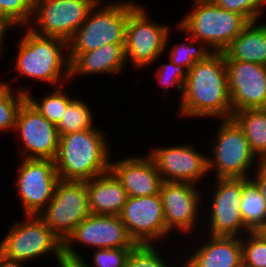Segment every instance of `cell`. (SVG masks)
<instances>
[{
  "instance_id": "6da1fadb",
  "label": "cell",
  "mask_w": 266,
  "mask_h": 267,
  "mask_svg": "<svg viewBox=\"0 0 266 267\" xmlns=\"http://www.w3.org/2000/svg\"><path fill=\"white\" fill-rule=\"evenodd\" d=\"M177 109L182 119L232 117L228 73L223 53H212L188 71L184 95ZM198 117V118H197Z\"/></svg>"
},
{
  "instance_id": "7a4b0ae2",
  "label": "cell",
  "mask_w": 266,
  "mask_h": 267,
  "mask_svg": "<svg viewBox=\"0 0 266 267\" xmlns=\"http://www.w3.org/2000/svg\"><path fill=\"white\" fill-rule=\"evenodd\" d=\"M22 29V30H21ZM21 30V31H20ZM24 30V32H23ZM19 40L13 45L16 47V53L9 57L12 58V71L14 69L15 76L9 81L1 80L6 86L13 89V82L20 77H26L36 84L40 81L55 88L68 83L70 74V60L68 42L56 38L40 36L33 33L27 27L19 28Z\"/></svg>"
},
{
  "instance_id": "3957f363",
  "label": "cell",
  "mask_w": 266,
  "mask_h": 267,
  "mask_svg": "<svg viewBox=\"0 0 266 267\" xmlns=\"http://www.w3.org/2000/svg\"><path fill=\"white\" fill-rule=\"evenodd\" d=\"M106 133L96 126L59 136L54 161L60 180L88 181L110 171L113 147Z\"/></svg>"
},
{
  "instance_id": "277c9868",
  "label": "cell",
  "mask_w": 266,
  "mask_h": 267,
  "mask_svg": "<svg viewBox=\"0 0 266 267\" xmlns=\"http://www.w3.org/2000/svg\"><path fill=\"white\" fill-rule=\"evenodd\" d=\"M140 5L134 0H99L68 42L69 54L89 52L106 44H125L129 16Z\"/></svg>"
},
{
  "instance_id": "5b68a950",
  "label": "cell",
  "mask_w": 266,
  "mask_h": 267,
  "mask_svg": "<svg viewBox=\"0 0 266 267\" xmlns=\"http://www.w3.org/2000/svg\"><path fill=\"white\" fill-rule=\"evenodd\" d=\"M217 125L208 142L209 175L213 173V179L250 178L260 160L251 151L243 130L232 118L220 119Z\"/></svg>"
},
{
  "instance_id": "8992f818",
  "label": "cell",
  "mask_w": 266,
  "mask_h": 267,
  "mask_svg": "<svg viewBox=\"0 0 266 267\" xmlns=\"http://www.w3.org/2000/svg\"><path fill=\"white\" fill-rule=\"evenodd\" d=\"M177 24L213 53H222L249 23L241 14L219 7L213 0H193Z\"/></svg>"
},
{
  "instance_id": "52a82bcc",
  "label": "cell",
  "mask_w": 266,
  "mask_h": 267,
  "mask_svg": "<svg viewBox=\"0 0 266 267\" xmlns=\"http://www.w3.org/2000/svg\"><path fill=\"white\" fill-rule=\"evenodd\" d=\"M6 231L0 241V252L6 257L30 263L52 256L57 267H66L62 240L38 215H25L24 220H16Z\"/></svg>"
},
{
  "instance_id": "ba28073f",
  "label": "cell",
  "mask_w": 266,
  "mask_h": 267,
  "mask_svg": "<svg viewBox=\"0 0 266 267\" xmlns=\"http://www.w3.org/2000/svg\"><path fill=\"white\" fill-rule=\"evenodd\" d=\"M213 180L215 183L212 181L211 185L215 186L207 189L209 194L205 192L206 188L203 189V197H207L203 198L205 207L202 232L205 230L204 233L210 236L242 237L249 232L244 225L240 209L242 178H214Z\"/></svg>"
},
{
  "instance_id": "9c48e42d",
  "label": "cell",
  "mask_w": 266,
  "mask_h": 267,
  "mask_svg": "<svg viewBox=\"0 0 266 267\" xmlns=\"http://www.w3.org/2000/svg\"><path fill=\"white\" fill-rule=\"evenodd\" d=\"M76 244L90 249L134 247L136 245L119 216L94 214L83 219L63 242V257L66 267H72L84 256Z\"/></svg>"
},
{
  "instance_id": "30bf717a",
  "label": "cell",
  "mask_w": 266,
  "mask_h": 267,
  "mask_svg": "<svg viewBox=\"0 0 266 267\" xmlns=\"http://www.w3.org/2000/svg\"><path fill=\"white\" fill-rule=\"evenodd\" d=\"M147 9L141 4L129 16L126 26V63L131 64L135 70L141 69L140 71L157 64L160 57H163L166 38L171 30L170 25L154 20Z\"/></svg>"
},
{
  "instance_id": "8fae6325",
  "label": "cell",
  "mask_w": 266,
  "mask_h": 267,
  "mask_svg": "<svg viewBox=\"0 0 266 267\" xmlns=\"http://www.w3.org/2000/svg\"><path fill=\"white\" fill-rule=\"evenodd\" d=\"M202 188L190 183L162 182L159 194L166 228L170 233H174L173 238H177L176 235L179 234L186 240V237L202 232V228H198L203 225V208H200L204 207Z\"/></svg>"
},
{
  "instance_id": "7c38bea8",
  "label": "cell",
  "mask_w": 266,
  "mask_h": 267,
  "mask_svg": "<svg viewBox=\"0 0 266 267\" xmlns=\"http://www.w3.org/2000/svg\"><path fill=\"white\" fill-rule=\"evenodd\" d=\"M99 0H39L27 28L33 33L69 42Z\"/></svg>"
},
{
  "instance_id": "4fadbf2b",
  "label": "cell",
  "mask_w": 266,
  "mask_h": 267,
  "mask_svg": "<svg viewBox=\"0 0 266 267\" xmlns=\"http://www.w3.org/2000/svg\"><path fill=\"white\" fill-rule=\"evenodd\" d=\"M90 214L87 181L60 180L52 200L38 216L64 242Z\"/></svg>"
},
{
  "instance_id": "5bb4252c",
  "label": "cell",
  "mask_w": 266,
  "mask_h": 267,
  "mask_svg": "<svg viewBox=\"0 0 266 267\" xmlns=\"http://www.w3.org/2000/svg\"><path fill=\"white\" fill-rule=\"evenodd\" d=\"M16 171L15 192L24 215H38L52 200L60 181L55 161L51 159L20 158Z\"/></svg>"
},
{
  "instance_id": "9a60e30c",
  "label": "cell",
  "mask_w": 266,
  "mask_h": 267,
  "mask_svg": "<svg viewBox=\"0 0 266 267\" xmlns=\"http://www.w3.org/2000/svg\"><path fill=\"white\" fill-rule=\"evenodd\" d=\"M148 154L155 162L157 171L165 182H180L202 185L211 178L208 174V160L205 151L195 144L152 146ZM201 183V184H200Z\"/></svg>"
},
{
  "instance_id": "2e32d148",
  "label": "cell",
  "mask_w": 266,
  "mask_h": 267,
  "mask_svg": "<svg viewBox=\"0 0 266 267\" xmlns=\"http://www.w3.org/2000/svg\"><path fill=\"white\" fill-rule=\"evenodd\" d=\"M119 217L136 244L160 242L161 245L170 242L169 239L172 240V234L166 228L160 194L128 196Z\"/></svg>"
},
{
  "instance_id": "e0dca14e",
  "label": "cell",
  "mask_w": 266,
  "mask_h": 267,
  "mask_svg": "<svg viewBox=\"0 0 266 267\" xmlns=\"http://www.w3.org/2000/svg\"><path fill=\"white\" fill-rule=\"evenodd\" d=\"M13 133L19 146V157L55 160L59 135L57 126L41 115L26 99L20 107Z\"/></svg>"
},
{
  "instance_id": "ac0fdd59",
  "label": "cell",
  "mask_w": 266,
  "mask_h": 267,
  "mask_svg": "<svg viewBox=\"0 0 266 267\" xmlns=\"http://www.w3.org/2000/svg\"><path fill=\"white\" fill-rule=\"evenodd\" d=\"M233 112L266 109V66L253 62L225 61Z\"/></svg>"
},
{
  "instance_id": "d6986e66",
  "label": "cell",
  "mask_w": 266,
  "mask_h": 267,
  "mask_svg": "<svg viewBox=\"0 0 266 267\" xmlns=\"http://www.w3.org/2000/svg\"><path fill=\"white\" fill-rule=\"evenodd\" d=\"M195 236L197 237L195 238ZM195 236L187 238L189 241L193 238L194 241L192 239V243L185 247L183 267H243L242 237L210 236L206 234L204 236L202 232L200 237H198L199 233ZM196 239L200 242H196Z\"/></svg>"
},
{
  "instance_id": "ffe728a7",
  "label": "cell",
  "mask_w": 266,
  "mask_h": 267,
  "mask_svg": "<svg viewBox=\"0 0 266 267\" xmlns=\"http://www.w3.org/2000/svg\"><path fill=\"white\" fill-rule=\"evenodd\" d=\"M110 161V171L125 188L127 196L143 197L159 194L162 178L154 160L147 154L126 155Z\"/></svg>"
},
{
  "instance_id": "44dd1931",
  "label": "cell",
  "mask_w": 266,
  "mask_h": 267,
  "mask_svg": "<svg viewBox=\"0 0 266 267\" xmlns=\"http://www.w3.org/2000/svg\"><path fill=\"white\" fill-rule=\"evenodd\" d=\"M125 44H106L95 50L80 54H69V80L81 76L119 75L125 72Z\"/></svg>"
},
{
  "instance_id": "7402d4cb",
  "label": "cell",
  "mask_w": 266,
  "mask_h": 267,
  "mask_svg": "<svg viewBox=\"0 0 266 267\" xmlns=\"http://www.w3.org/2000/svg\"><path fill=\"white\" fill-rule=\"evenodd\" d=\"M87 190L89 209L94 215L119 216L128 197L111 171L88 180Z\"/></svg>"
},
{
  "instance_id": "603a6c76",
  "label": "cell",
  "mask_w": 266,
  "mask_h": 267,
  "mask_svg": "<svg viewBox=\"0 0 266 267\" xmlns=\"http://www.w3.org/2000/svg\"><path fill=\"white\" fill-rule=\"evenodd\" d=\"M222 53L225 61L253 62L266 66V22H249Z\"/></svg>"
},
{
  "instance_id": "cb8c5ba5",
  "label": "cell",
  "mask_w": 266,
  "mask_h": 267,
  "mask_svg": "<svg viewBox=\"0 0 266 267\" xmlns=\"http://www.w3.org/2000/svg\"><path fill=\"white\" fill-rule=\"evenodd\" d=\"M243 130L251 151L260 160L266 153V109H245L231 117Z\"/></svg>"
},
{
  "instance_id": "d4e9b609",
  "label": "cell",
  "mask_w": 266,
  "mask_h": 267,
  "mask_svg": "<svg viewBox=\"0 0 266 267\" xmlns=\"http://www.w3.org/2000/svg\"><path fill=\"white\" fill-rule=\"evenodd\" d=\"M174 25L175 27L173 29H176V31L178 30L179 33L182 32L185 34L186 39H183V41H180L179 43H175L173 46L171 45L169 48V44L172 43V40L170 39V37H172L171 32H173L170 30L166 38L164 54L168 55V59L174 64L181 65L189 71L196 62L207 59L213 52L204 42L193 39L177 23H174ZM168 48L170 49L169 51Z\"/></svg>"
},
{
  "instance_id": "484cf974",
  "label": "cell",
  "mask_w": 266,
  "mask_h": 267,
  "mask_svg": "<svg viewBox=\"0 0 266 267\" xmlns=\"http://www.w3.org/2000/svg\"><path fill=\"white\" fill-rule=\"evenodd\" d=\"M241 216L249 232L266 227V202L257 185L250 178H242Z\"/></svg>"
},
{
  "instance_id": "4316f807",
  "label": "cell",
  "mask_w": 266,
  "mask_h": 267,
  "mask_svg": "<svg viewBox=\"0 0 266 267\" xmlns=\"http://www.w3.org/2000/svg\"><path fill=\"white\" fill-rule=\"evenodd\" d=\"M67 86L68 85L65 84L63 86L55 87L51 92L49 91V93L42 96L41 99L36 95L34 96L30 87L28 89V86L26 85L25 87H22V85L16 87L20 92L26 94V99L41 115L57 126L61 121L68 104L75 98L74 96H71V94H68L65 89Z\"/></svg>"
},
{
  "instance_id": "83f0119b",
  "label": "cell",
  "mask_w": 266,
  "mask_h": 267,
  "mask_svg": "<svg viewBox=\"0 0 266 267\" xmlns=\"http://www.w3.org/2000/svg\"><path fill=\"white\" fill-rule=\"evenodd\" d=\"M159 246L160 244H136L128 255V259H127L125 267H179V265L180 267H183L182 257H183V250L185 248L182 245H181L182 252H180L179 254L176 253L179 250L169 251L166 245L164 246V244H161L160 248ZM162 247L164 248L162 249ZM165 250H167L166 251L167 254L165 253ZM170 253H172L173 255L172 257ZM174 254L175 255L181 254L179 256L181 259H178L177 257V260H176V256ZM172 258L173 259L175 258L174 262L172 261ZM178 261L179 263L177 264Z\"/></svg>"
},
{
  "instance_id": "f1b7e54d",
  "label": "cell",
  "mask_w": 266,
  "mask_h": 267,
  "mask_svg": "<svg viewBox=\"0 0 266 267\" xmlns=\"http://www.w3.org/2000/svg\"><path fill=\"white\" fill-rule=\"evenodd\" d=\"M82 99L75 97L68 104L61 121L57 125L59 136L82 130H91L97 126L94 122L96 119H94L92 107Z\"/></svg>"
},
{
  "instance_id": "f546056e",
  "label": "cell",
  "mask_w": 266,
  "mask_h": 267,
  "mask_svg": "<svg viewBox=\"0 0 266 267\" xmlns=\"http://www.w3.org/2000/svg\"><path fill=\"white\" fill-rule=\"evenodd\" d=\"M25 100L26 94L0 81V133H14L17 114Z\"/></svg>"
},
{
  "instance_id": "4dcf8cb0",
  "label": "cell",
  "mask_w": 266,
  "mask_h": 267,
  "mask_svg": "<svg viewBox=\"0 0 266 267\" xmlns=\"http://www.w3.org/2000/svg\"><path fill=\"white\" fill-rule=\"evenodd\" d=\"M33 14L30 0H0V22L9 30L27 27Z\"/></svg>"
},
{
  "instance_id": "1f68e13d",
  "label": "cell",
  "mask_w": 266,
  "mask_h": 267,
  "mask_svg": "<svg viewBox=\"0 0 266 267\" xmlns=\"http://www.w3.org/2000/svg\"><path fill=\"white\" fill-rule=\"evenodd\" d=\"M159 67H156V71L152 77L157 81L158 86L161 85L163 88V96L165 100H168L170 88L174 87L175 91L180 94L178 97L180 100L184 95V86L187 79L188 70L181 65H176L172 61L168 60L167 63H159ZM167 95V96H166ZM166 96V97H165Z\"/></svg>"
},
{
  "instance_id": "d6a6232c",
  "label": "cell",
  "mask_w": 266,
  "mask_h": 267,
  "mask_svg": "<svg viewBox=\"0 0 266 267\" xmlns=\"http://www.w3.org/2000/svg\"><path fill=\"white\" fill-rule=\"evenodd\" d=\"M133 247L96 248L93 251L91 263L84 256L72 267H125L128 255ZM86 258V259H85Z\"/></svg>"
},
{
  "instance_id": "836d02e7",
  "label": "cell",
  "mask_w": 266,
  "mask_h": 267,
  "mask_svg": "<svg viewBox=\"0 0 266 267\" xmlns=\"http://www.w3.org/2000/svg\"><path fill=\"white\" fill-rule=\"evenodd\" d=\"M243 267H266V235L262 231L242 236Z\"/></svg>"
},
{
  "instance_id": "e575fe53",
  "label": "cell",
  "mask_w": 266,
  "mask_h": 267,
  "mask_svg": "<svg viewBox=\"0 0 266 267\" xmlns=\"http://www.w3.org/2000/svg\"><path fill=\"white\" fill-rule=\"evenodd\" d=\"M222 9L241 14L248 22L262 20L266 0H213ZM261 18V20H259Z\"/></svg>"
},
{
  "instance_id": "d590c367",
  "label": "cell",
  "mask_w": 266,
  "mask_h": 267,
  "mask_svg": "<svg viewBox=\"0 0 266 267\" xmlns=\"http://www.w3.org/2000/svg\"><path fill=\"white\" fill-rule=\"evenodd\" d=\"M250 179L257 185L266 202V166L259 163L257 168L252 172Z\"/></svg>"
},
{
  "instance_id": "8d00e7d4",
  "label": "cell",
  "mask_w": 266,
  "mask_h": 267,
  "mask_svg": "<svg viewBox=\"0 0 266 267\" xmlns=\"http://www.w3.org/2000/svg\"><path fill=\"white\" fill-rule=\"evenodd\" d=\"M26 263L10 259L0 252V267H25Z\"/></svg>"
},
{
  "instance_id": "74e56055",
  "label": "cell",
  "mask_w": 266,
  "mask_h": 267,
  "mask_svg": "<svg viewBox=\"0 0 266 267\" xmlns=\"http://www.w3.org/2000/svg\"><path fill=\"white\" fill-rule=\"evenodd\" d=\"M10 31L11 30H8L2 23H0V57L4 56L3 51L6 50L4 46L6 45V38H8L7 36Z\"/></svg>"
},
{
  "instance_id": "f35d334b",
  "label": "cell",
  "mask_w": 266,
  "mask_h": 267,
  "mask_svg": "<svg viewBox=\"0 0 266 267\" xmlns=\"http://www.w3.org/2000/svg\"><path fill=\"white\" fill-rule=\"evenodd\" d=\"M260 163L264 166H266V153L265 155L260 159Z\"/></svg>"
},
{
  "instance_id": "ab89813d",
  "label": "cell",
  "mask_w": 266,
  "mask_h": 267,
  "mask_svg": "<svg viewBox=\"0 0 266 267\" xmlns=\"http://www.w3.org/2000/svg\"><path fill=\"white\" fill-rule=\"evenodd\" d=\"M32 2V4H34L35 2L39 1V0H30Z\"/></svg>"
},
{
  "instance_id": "60d3db41",
  "label": "cell",
  "mask_w": 266,
  "mask_h": 267,
  "mask_svg": "<svg viewBox=\"0 0 266 267\" xmlns=\"http://www.w3.org/2000/svg\"><path fill=\"white\" fill-rule=\"evenodd\" d=\"M262 232L266 235V227L262 230Z\"/></svg>"
}]
</instances>
